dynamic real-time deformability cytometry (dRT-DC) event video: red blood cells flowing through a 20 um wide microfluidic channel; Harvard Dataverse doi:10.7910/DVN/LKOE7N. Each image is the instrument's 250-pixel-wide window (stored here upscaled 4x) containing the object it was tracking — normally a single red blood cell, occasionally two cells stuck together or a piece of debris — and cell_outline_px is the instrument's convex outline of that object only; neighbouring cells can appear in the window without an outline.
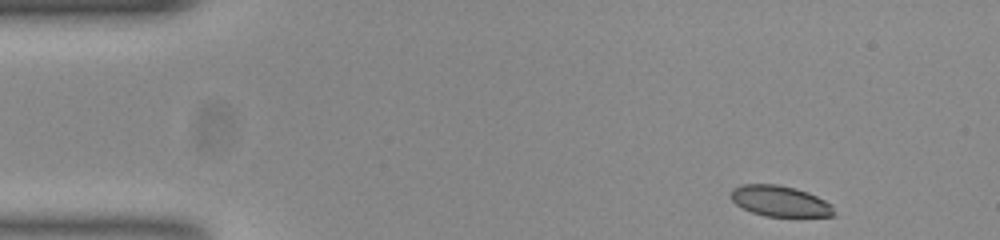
{"species": "common noctule bat (a hibernating species)", "species_latin": "Nyctalus noctula", "temperature_condition": "room temperature", "stored_images_in_passage": 49, "camera_frame_rate_fps": 3000, "um_per_image_px": 0.085, "animal": {"sex": "female", "body_mass_g": 23.0, "forearm_length_mm": 53.4}, "frame": {"image": 1, "passage_image": 1, "time_ms": 0.0, "image_size_px": [1000, 240], "cell_outline_px": [[836, 216], [764, 216], [752, 212], [736, 204], [732, 200], [732, 188], [740, 184], [776, 184], [796, 188], [808, 192], [832, 204]], "centroid_in_image_um": [66.31, 17.09], "position_along_channel_um": 18.7, "area_um2": 18.44}}
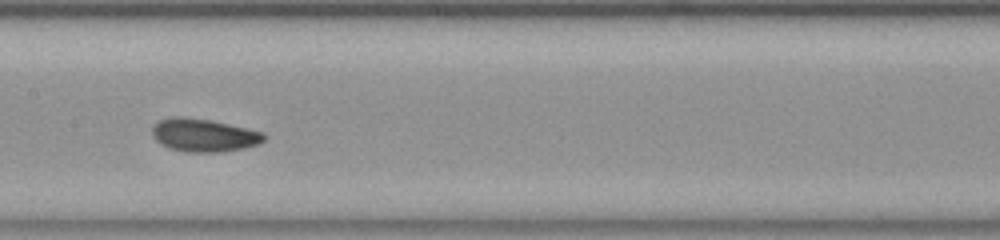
{"frame": {"image": 2, "passage_image": 22, "time_ms": 7.0, "image_size_px": [1000, 240], "cell_outline_px": [[264, 140], [256, 144], [244, 148], [220, 152], [188, 152], [168, 148], [160, 144], [152, 136], [152, 124], [160, 120], [172, 116], [184, 116], [212, 120], [264, 132]], "centroid_in_image_um": [17.27, 11.48], "position_along_channel_um": 190.1, "area_um2": 21.68}}
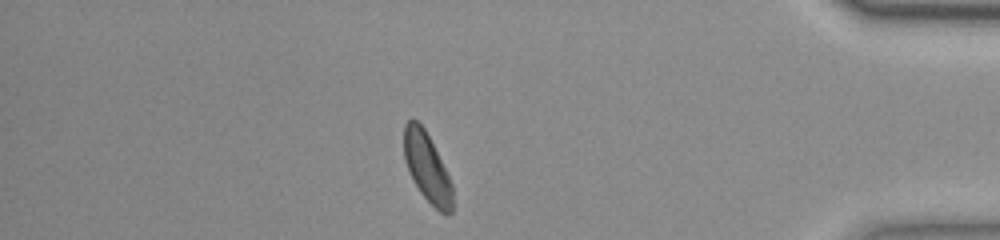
{"frame": {"image": 3, "passage_image": 42, "time_ms": 13.667, "image_size_px": [1000, 240], "cell_outline_px": [[452, 212], [448, 216], [440, 212], [420, 192], [408, 172], [404, 160], [404, 124], [412, 116], [424, 128], [452, 184]], "centroid_in_image_um": [36.27, 14.23], "position_along_channel_um": 398.9, "area_um2": 19.25}, "authors_computed_cell_mechanics": {"area_um2": 20.2878, "velocity_mm_per_s": 3.7434, "shape_relaxation_time_tau1_ms": 3.3184, "shape_relaxation_time_tau2_ms": 3.0647, "deformation_change_tau1": 0.0947, "deformation_change_tau2": 0.0783}}